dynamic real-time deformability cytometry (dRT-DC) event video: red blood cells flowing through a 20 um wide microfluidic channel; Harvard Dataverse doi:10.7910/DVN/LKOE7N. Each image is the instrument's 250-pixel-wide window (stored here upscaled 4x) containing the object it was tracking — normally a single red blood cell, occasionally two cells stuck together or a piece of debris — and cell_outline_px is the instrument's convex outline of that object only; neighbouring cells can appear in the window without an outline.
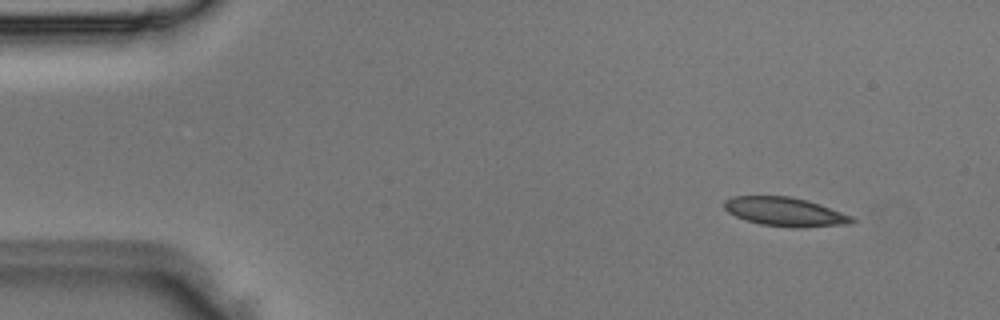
{"species": "Egyptian fruit bat (a non-hibernating species)", "species_latin": "Rousettus aegyptiacus", "temperature_condition": "room temperature", "stored_images_in_passage": 5, "camera_frame_rate_fps": 3000, "um_per_image_px": 0.085, "animal": {"sex": "male"}, "frame": {"image": 1, "passage_image": 1, "time_ms": 0.0, "image_size_px": [1000, 320], "cell_outline_px": [[856, 220], [852, 224], [760, 224], [744, 220], [728, 212], [724, 208], [724, 200], [732, 196], [792, 196], [820, 204], [852, 216]], "centroid_in_image_um": [66.63, 17.93], "position_along_channel_um": 18.4, "area_um2": 20.29}}
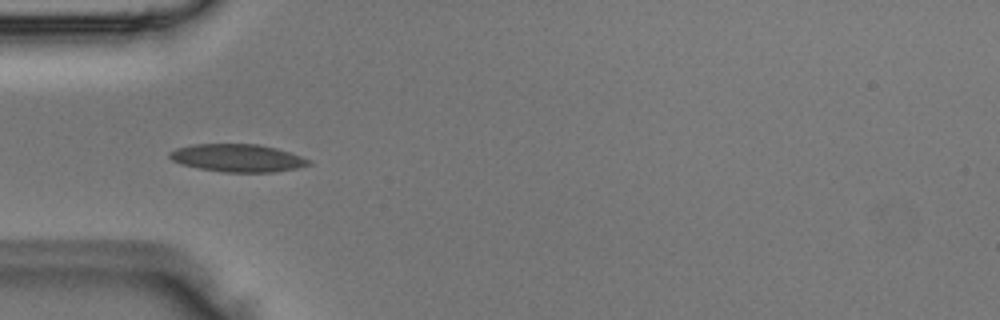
{"frame": {"image": 2, "passage_image": 4, "time_ms": 1.0, "image_size_px": [1000, 320], "cell_outline_px": [[312, 164], [296, 168], [272, 172], [224, 172], [200, 168], [180, 164], [172, 160], [168, 156], [168, 152], [176, 148], [192, 144], [256, 144], [276, 148], [312, 160]], "centroid_in_image_um": [20.17, 13.42], "position_along_channel_um": 64.8, "area_um2": 22.43}}
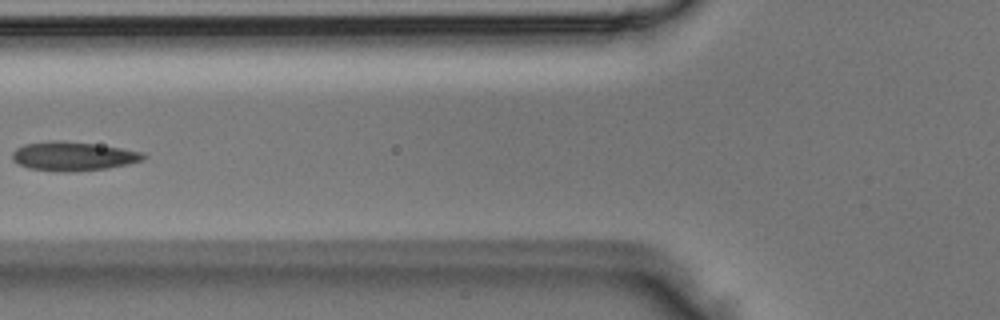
{"frame": {"image": 3, "passage_image": 5, "time_ms": 1.333, "image_size_px": [1000, 320], "cell_outline_px": [[148, 156], [140, 160], [128, 164], [108, 168], [64, 172], [60, 172], [28, 168], [12, 160], [12, 152], [16, 148], [24, 144], [48, 140], [64, 140], [96, 144], [144, 152]], "centroid_in_image_um": [6.19, 13.26], "position_along_channel_um": 119.6, "area_um2": 22.25}}